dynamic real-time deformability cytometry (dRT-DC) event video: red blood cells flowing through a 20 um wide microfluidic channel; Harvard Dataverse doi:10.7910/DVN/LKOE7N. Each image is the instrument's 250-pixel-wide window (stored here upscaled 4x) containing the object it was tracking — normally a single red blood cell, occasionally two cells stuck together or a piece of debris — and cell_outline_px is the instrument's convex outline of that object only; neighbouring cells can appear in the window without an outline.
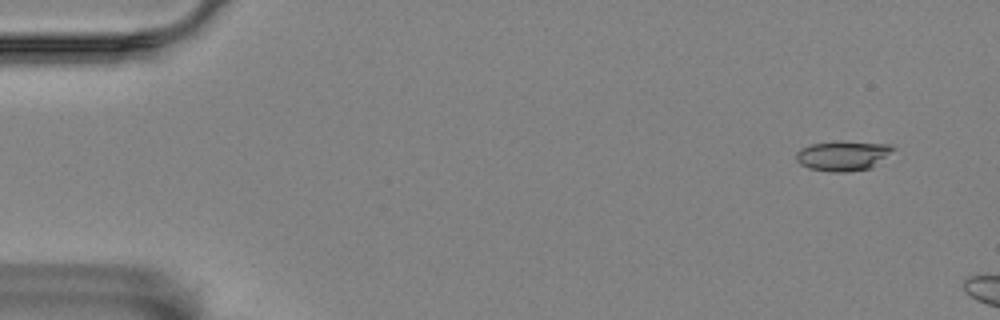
{"species": "Egyptian fruit bat (a non-hibernating species)", "species_latin": "Rousettus aegyptiacus", "temperature_condition": "room temperature", "stored_images_in_passage": 7, "camera_frame_rate_fps": 3000, "um_per_image_px": 0.085, "animal": {"sex": "female"}, "frame": {"image": 1, "passage_image": 2, "time_ms": 0.333, "image_size_px": [1000, 320], "cell_outline_px": [[896, 148], [868, 168], [844, 172], [832, 172], [808, 168], [800, 164], [796, 160], [796, 152], [800, 148], [812, 144], [836, 140], [840, 140], [892, 144]], "centroid_in_image_um": [71.59, 13.2], "position_along_channel_um": 13.4, "area_um2": 16.88}}